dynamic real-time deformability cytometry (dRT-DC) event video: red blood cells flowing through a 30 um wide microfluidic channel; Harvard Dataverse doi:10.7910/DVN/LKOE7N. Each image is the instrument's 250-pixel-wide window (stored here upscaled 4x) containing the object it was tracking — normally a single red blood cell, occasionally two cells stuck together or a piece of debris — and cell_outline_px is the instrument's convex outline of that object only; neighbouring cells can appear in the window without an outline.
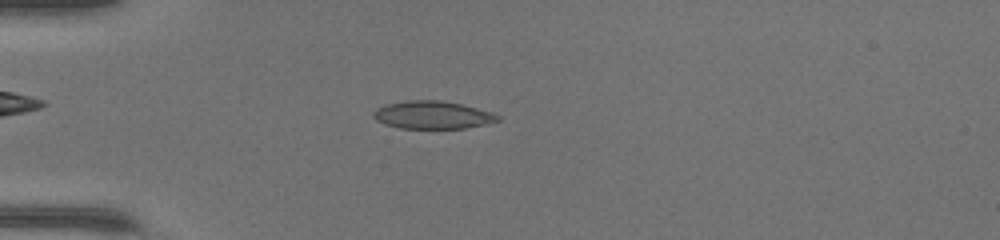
{"species": "common noctule bat (a hibernating species)", "species_latin": "Nyctalus noctula", "temperature_condition": "warm", "stored_images_in_passage": 48, "camera_frame_rate_fps": 3000, "um_per_image_px": 0.085, "animal": {"sex": "female", "body_mass_g": 17.0, "forearm_length_mm": 48.0}, "frame": {"image": 1, "passage_image": 14, "time_ms": 4.333, "image_size_px": [1000, 240], "cell_outline_px": [[500, 120], [484, 124], [464, 128], [400, 128], [384, 124], [376, 120], [372, 116], [372, 112], [376, 108], [388, 104], [408, 100], [440, 100], [460, 104], [492, 112], [500, 116]], "centroid_in_image_um": [36.73, 9.77], "position_along_channel_um": 48.3, "area_um2": 20.0}}
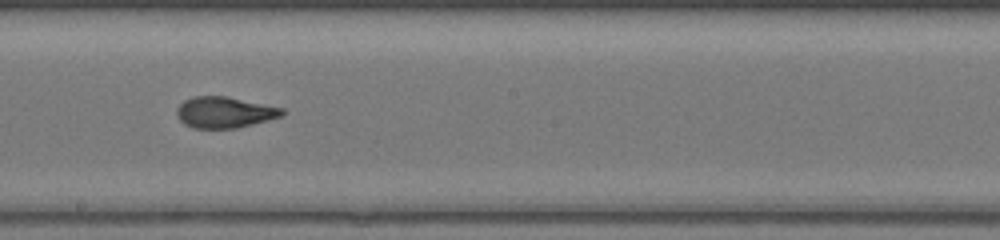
{"frame": {"image": 2, "passage_image": 28, "time_ms": 9.0, "image_size_px": [1000, 240], "cell_outline_px": [[284, 112], [280, 116], [252, 124], [236, 128], [192, 128], [184, 124], [180, 120], [176, 112], [176, 108], [184, 100], [192, 96], [224, 96], [284, 108]], "centroid_in_image_um": [19.03, 9.54], "position_along_channel_um": 229.2, "area_um2": 18.9}}
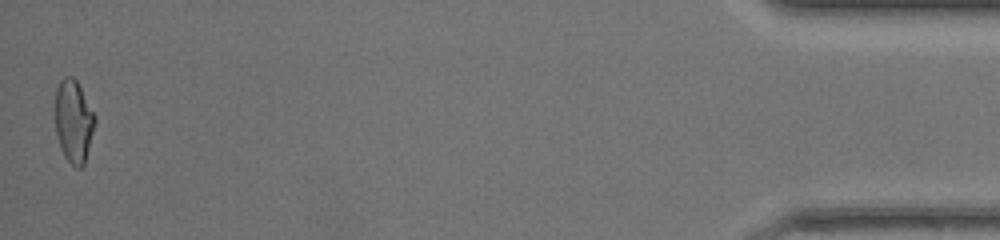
{"frame": {"image": 3, "passage_image": 48, "time_ms": 15.667, "image_size_px": [1000, 240], "cell_outline_px": [[96, 120], [84, 164], [80, 168], [76, 168], [64, 156], [60, 148], [56, 136], [56, 88], [60, 80], [64, 76], [72, 76], [76, 80], [96, 116]], "centroid_in_image_um": [6.25, 10.3], "position_along_channel_um": 428.9, "area_um2": 19.02}, "authors_computed_cell_mechanics": {"area_um2": 19.363, "velocity_mm_per_s": 4.3395, "shape_relaxation_time_tau1_ms": 9.9436, "shape_relaxation_time_tau2_ms": 0.9819, "deformation_change_tau1": 0.3003, "deformation_change_tau2": 0.0674}}